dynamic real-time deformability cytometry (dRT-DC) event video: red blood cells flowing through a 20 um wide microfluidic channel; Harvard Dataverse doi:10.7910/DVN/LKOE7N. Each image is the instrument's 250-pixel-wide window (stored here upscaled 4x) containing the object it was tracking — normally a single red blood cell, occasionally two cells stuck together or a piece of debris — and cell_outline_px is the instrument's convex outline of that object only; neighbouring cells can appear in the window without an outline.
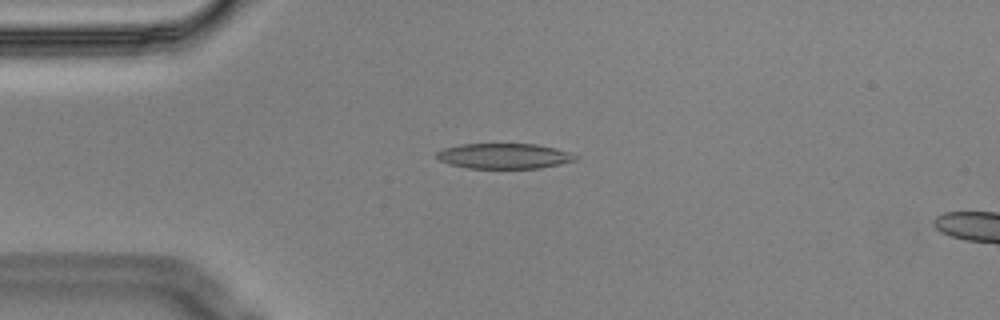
{"species": "Egyptian fruit bat (a non-hibernating species)", "species_latin": "Rousettus aegyptiacus", "temperature_condition": "cold", "stored_images_in_passage": 5, "camera_frame_rate_fps": 3000, "um_per_image_px": 0.085, "animal": {"sex": "male"}, "frame": {"image": 1, "passage_image": 3, "time_ms": 0.667, "image_size_px": [1000, 320], "cell_outline_px": [[580, 156], [576, 160], [560, 164], [540, 168], [468, 168], [448, 164], [440, 160], [436, 156], [436, 152], [444, 148], [460, 144], [536, 144], [556, 148]], "centroid_in_image_um": [42.86, 13.26], "position_along_channel_um": 42.1, "area_um2": 20.52}}